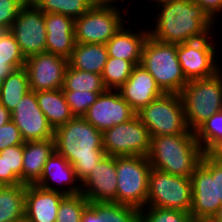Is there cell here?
I'll return each instance as SVG.
<instances>
[{"label": "cell", "mask_w": 222, "mask_h": 222, "mask_svg": "<svg viewBox=\"0 0 222 222\" xmlns=\"http://www.w3.org/2000/svg\"><path fill=\"white\" fill-rule=\"evenodd\" d=\"M29 91V79L26 69L20 68L14 70L3 80L0 91V103L12 112L23 96Z\"/></svg>", "instance_id": "cell-27"}, {"label": "cell", "mask_w": 222, "mask_h": 222, "mask_svg": "<svg viewBox=\"0 0 222 222\" xmlns=\"http://www.w3.org/2000/svg\"><path fill=\"white\" fill-rule=\"evenodd\" d=\"M66 102L69 104L74 117H83L89 107L103 92L92 91H63Z\"/></svg>", "instance_id": "cell-37"}, {"label": "cell", "mask_w": 222, "mask_h": 222, "mask_svg": "<svg viewBox=\"0 0 222 222\" xmlns=\"http://www.w3.org/2000/svg\"><path fill=\"white\" fill-rule=\"evenodd\" d=\"M196 138L205 153L222 151V111L213 114L196 131Z\"/></svg>", "instance_id": "cell-29"}, {"label": "cell", "mask_w": 222, "mask_h": 222, "mask_svg": "<svg viewBox=\"0 0 222 222\" xmlns=\"http://www.w3.org/2000/svg\"><path fill=\"white\" fill-rule=\"evenodd\" d=\"M116 3L93 5L80 18L75 19L76 42L106 44L126 22L130 23L131 19L128 20L126 16H129L128 8L131 7L125 6L123 9L119 5L121 3Z\"/></svg>", "instance_id": "cell-6"}, {"label": "cell", "mask_w": 222, "mask_h": 222, "mask_svg": "<svg viewBox=\"0 0 222 222\" xmlns=\"http://www.w3.org/2000/svg\"><path fill=\"white\" fill-rule=\"evenodd\" d=\"M204 153L196 133L188 130L183 134L152 136L147 157L154 169L191 178Z\"/></svg>", "instance_id": "cell-3"}, {"label": "cell", "mask_w": 222, "mask_h": 222, "mask_svg": "<svg viewBox=\"0 0 222 222\" xmlns=\"http://www.w3.org/2000/svg\"><path fill=\"white\" fill-rule=\"evenodd\" d=\"M102 141L106 155L147 157L151 137L148 128L135 115L127 122L105 129Z\"/></svg>", "instance_id": "cell-10"}, {"label": "cell", "mask_w": 222, "mask_h": 222, "mask_svg": "<svg viewBox=\"0 0 222 222\" xmlns=\"http://www.w3.org/2000/svg\"><path fill=\"white\" fill-rule=\"evenodd\" d=\"M89 205V200L82 193L66 195L59 204L56 222H81Z\"/></svg>", "instance_id": "cell-33"}, {"label": "cell", "mask_w": 222, "mask_h": 222, "mask_svg": "<svg viewBox=\"0 0 222 222\" xmlns=\"http://www.w3.org/2000/svg\"><path fill=\"white\" fill-rule=\"evenodd\" d=\"M26 185L4 186L0 191V222L25 221Z\"/></svg>", "instance_id": "cell-26"}, {"label": "cell", "mask_w": 222, "mask_h": 222, "mask_svg": "<svg viewBox=\"0 0 222 222\" xmlns=\"http://www.w3.org/2000/svg\"><path fill=\"white\" fill-rule=\"evenodd\" d=\"M135 115L136 112L118 90L107 89L98 96L83 118L103 132L114 125L129 121Z\"/></svg>", "instance_id": "cell-15"}, {"label": "cell", "mask_w": 222, "mask_h": 222, "mask_svg": "<svg viewBox=\"0 0 222 222\" xmlns=\"http://www.w3.org/2000/svg\"><path fill=\"white\" fill-rule=\"evenodd\" d=\"M35 5L44 13L62 14L75 20L94 4L89 0H36Z\"/></svg>", "instance_id": "cell-30"}, {"label": "cell", "mask_w": 222, "mask_h": 222, "mask_svg": "<svg viewBox=\"0 0 222 222\" xmlns=\"http://www.w3.org/2000/svg\"><path fill=\"white\" fill-rule=\"evenodd\" d=\"M140 222H193V217L181 210L146 206L140 209Z\"/></svg>", "instance_id": "cell-36"}, {"label": "cell", "mask_w": 222, "mask_h": 222, "mask_svg": "<svg viewBox=\"0 0 222 222\" xmlns=\"http://www.w3.org/2000/svg\"><path fill=\"white\" fill-rule=\"evenodd\" d=\"M46 52L69 58L76 44L75 20L71 17L45 13Z\"/></svg>", "instance_id": "cell-21"}, {"label": "cell", "mask_w": 222, "mask_h": 222, "mask_svg": "<svg viewBox=\"0 0 222 222\" xmlns=\"http://www.w3.org/2000/svg\"><path fill=\"white\" fill-rule=\"evenodd\" d=\"M151 169L148 157L116 156V203L139 210L146 207Z\"/></svg>", "instance_id": "cell-7"}, {"label": "cell", "mask_w": 222, "mask_h": 222, "mask_svg": "<svg viewBox=\"0 0 222 222\" xmlns=\"http://www.w3.org/2000/svg\"><path fill=\"white\" fill-rule=\"evenodd\" d=\"M136 115L148 128L150 137L186 133L183 101L180 94L164 93L141 108Z\"/></svg>", "instance_id": "cell-8"}, {"label": "cell", "mask_w": 222, "mask_h": 222, "mask_svg": "<svg viewBox=\"0 0 222 222\" xmlns=\"http://www.w3.org/2000/svg\"><path fill=\"white\" fill-rule=\"evenodd\" d=\"M107 59L106 44L76 42L68 58V65L74 69L101 75Z\"/></svg>", "instance_id": "cell-24"}, {"label": "cell", "mask_w": 222, "mask_h": 222, "mask_svg": "<svg viewBox=\"0 0 222 222\" xmlns=\"http://www.w3.org/2000/svg\"><path fill=\"white\" fill-rule=\"evenodd\" d=\"M120 1H121L122 3H126V2L128 3V1H129V3H132L131 0H128V1H127V0H120Z\"/></svg>", "instance_id": "cell-52"}, {"label": "cell", "mask_w": 222, "mask_h": 222, "mask_svg": "<svg viewBox=\"0 0 222 222\" xmlns=\"http://www.w3.org/2000/svg\"><path fill=\"white\" fill-rule=\"evenodd\" d=\"M134 64L120 58L108 57L101 74L107 89H119L130 77Z\"/></svg>", "instance_id": "cell-31"}, {"label": "cell", "mask_w": 222, "mask_h": 222, "mask_svg": "<svg viewBox=\"0 0 222 222\" xmlns=\"http://www.w3.org/2000/svg\"><path fill=\"white\" fill-rule=\"evenodd\" d=\"M65 196L37 185H26L24 222H56L59 204Z\"/></svg>", "instance_id": "cell-20"}, {"label": "cell", "mask_w": 222, "mask_h": 222, "mask_svg": "<svg viewBox=\"0 0 222 222\" xmlns=\"http://www.w3.org/2000/svg\"><path fill=\"white\" fill-rule=\"evenodd\" d=\"M149 1V0H148ZM169 0H151L149 1L150 3H155L156 5H159L161 3H166L168 2Z\"/></svg>", "instance_id": "cell-49"}, {"label": "cell", "mask_w": 222, "mask_h": 222, "mask_svg": "<svg viewBox=\"0 0 222 222\" xmlns=\"http://www.w3.org/2000/svg\"><path fill=\"white\" fill-rule=\"evenodd\" d=\"M19 2L22 6L24 5H32L36 3V0H16Z\"/></svg>", "instance_id": "cell-48"}, {"label": "cell", "mask_w": 222, "mask_h": 222, "mask_svg": "<svg viewBox=\"0 0 222 222\" xmlns=\"http://www.w3.org/2000/svg\"><path fill=\"white\" fill-rule=\"evenodd\" d=\"M21 6L16 0H0V26L9 31Z\"/></svg>", "instance_id": "cell-40"}, {"label": "cell", "mask_w": 222, "mask_h": 222, "mask_svg": "<svg viewBox=\"0 0 222 222\" xmlns=\"http://www.w3.org/2000/svg\"><path fill=\"white\" fill-rule=\"evenodd\" d=\"M81 193L90 204L94 202L116 203V157L105 155L81 183Z\"/></svg>", "instance_id": "cell-16"}, {"label": "cell", "mask_w": 222, "mask_h": 222, "mask_svg": "<svg viewBox=\"0 0 222 222\" xmlns=\"http://www.w3.org/2000/svg\"><path fill=\"white\" fill-rule=\"evenodd\" d=\"M35 93L40 109L54 130L74 118L62 89Z\"/></svg>", "instance_id": "cell-25"}, {"label": "cell", "mask_w": 222, "mask_h": 222, "mask_svg": "<svg viewBox=\"0 0 222 222\" xmlns=\"http://www.w3.org/2000/svg\"><path fill=\"white\" fill-rule=\"evenodd\" d=\"M55 150L73 167L82 183L106 155L102 131L83 117H74L54 130Z\"/></svg>", "instance_id": "cell-2"}, {"label": "cell", "mask_w": 222, "mask_h": 222, "mask_svg": "<svg viewBox=\"0 0 222 222\" xmlns=\"http://www.w3.org/2000/svg\"><path fill=\"white\" fill-rule=\"evenodd\" d=\"M6 164V186L22 184L23 144L0 151Z\"/></svg>", "instance_id": "cell-34"}, {"label": "cell", "mask_w": 222, "mask_h": 222, "mask_svg": "<svg viewBox=\"0 0 222 222\" xmlns=\"http://www.w3.org/2000/svg\"><path fill=\"white\" fill-rule=\"evenodd\" d=\"M92 2L94 5H105V4H111L114 2H119L120 0H89Z\"/></svg>", "instance_id": "cell-47"}, {"label": "cell", "mask_w": 222, "mask_h": 222, "mask_svg": "<svg viewBox=\"0 0 222 222\" xmlns=\"http://www.w3.org/2000/svg\"><path fill=\"white\" fill-rule=\"evenodd\" d=\"M142 65L164 93L180 94L188 80L178 61L177 44L148 36L142 50Z\"/></svg>", "instance_id": "cell-4"}, {"label": "cell", "mask_w": 222, "mask_h": 222, "mask_svg": "<svg viewBox=\"0 0 222 222\" xmlns=\"http://www.w3.org/2000/svg\"><path fill=\"white\" fill-rule=\"evenodd\" d=\"M215 34L216 32L206 38L177 44L178 61L188 81L211 77L222 69L220 52L215 47L218 45L216 36L213 37Z\"/></svg>", "instance_id": "cell-11"}, {"label": "cell", "mask_w": 222, "mask_h": 222, "mask_svg": "<svg viewBox=\"0 0 222 222\" xmlns=\"http://www.w3.org/2000/svg\"><path fill=\"white\" fill-rule=\"evenodd\" d=\"M91 205L104 222H140V210L133 206L114 202H94Z\"/></svg>", "instance_id": "cell-32"}, {"label": "cell", "mask_w": 222, "mask_h": 222, "mask_svg": "<svg viewBox=\"0 0 222 222\" xmlns=\"http://www.w3.org/2000/svg\"><path fill=\"white\" fill-rule=\"evenodd\" d=\"M3 187H4V185L0 183V191H1V189H2Z\"/></svg>", "instance_id": "cell-53"}, {"label": "cell", "mask_w": 222, "mask_h": 222, "mask_svg": "<svg viewBox=\"0 0 222 222\" xmlns=\"http://www.w3.org/2000/svg\"><path fill=\"white\" fill-rule=\"evenodd\" d=\"M200 164L215 178L216 203H222V154L204 153Z\"/></svg>", "instance_id": "cell-38"}, {"label": "cell", "mask_w": 222, "mask_h": 222, "mask_svg": "<svg viewBox=\"0 0 222 222\" xmlns=\"http://www.w3.org/2000/svg\"><path fill=\"white\" fill-rule=\"evenodd\" d=\"M213 222H222V205L219 207L217 212L211 217Z\"/></svg>", "instance_id": "cell-46"}, {"label": "cell", "mask_w": 222, "mask_h": 222, "mask_svg": "<svg viewBox=\"0 0 222 222\" xmlns=\"http://www.w3.org/2000/svg\"><path fill=\"white\" fill-rule=\"evenodd\" d=\"M193 222H213L211 219H193Z\"/></svg>", "instance_id": "cell-50"}, {"label": "cell", "mask_w": 222, "mask_h": 222, "mask_svg": "<svg viewBox=\"0 0 222 222\" xmlns=\"http://www.w3.org/2000/svg\"><path fill=\"white\" fill-rule=\"evenodd\" d=\"M25 61L16 39L10 31H6L0 38V66L10 65L17 70L24 68Z\"/></svg>", "instance_id": "cell-35"}, {"label": "cell", "mask_w": 222, "mask_h": 222, "mask_svg": "<svg viewBox=\"0 0 222 222\" xmlns=\"http://www.w3.org/2000/svg\"><path fill=\"white\" fill-rule=\"evenodd\" d=\"M193 219H211L222 203H216L215 178L199 164L191 176Z\"/></svg>", "instance_id": "cell-19"}, {"label": "cell", "mask_w": 222, "mask_h": 222, "mask_svg": "<svg viewBox=\"0 0 222 222\" xmlns=\"http://www.w3.org/2000/svg\"><path fill=\"white\" fill-rule=\"evenodd\" d=\"M196 4H199L203 10L209 15V17L218 23L216 18L219 19V15L222 14V0H192Z\"/></svg>", "instance_id": "cell-41"}, {"label": "cell", "mask_w": 222, "mask_h": 222, "mask_svg": "<svg viewBox=\"0 0 222 222\" xmlns=\"http://www.w3.org/2000/svg\"><path fill=\"white\" fill-rule=\"evenodd\" d=\"M155 7L158 13L156 10L153 28L148 26V30L156 40L180 44L206 38L217 31V24L192 0H169Z\"/></svg>", "instance_id": "cell-1"}, {"label": "cell", "mask_w": 222, "mask_h": 222, "mask_svg": "<svg viewBox=\"0 0 222 222\" xmlns=\"http://www.w3.org/2000/svg\"><path fill=\"white\" fill-rule=\"evenodd\" d=\"M19 128L10 120L0 127V151L7 147L24 144Z\"/></svg>", "instance_id": "cell-39"}, {"label": "cell", "mask_w": 222, "mask_h": 222, "mask_svg": "<svg viewBox=\"0 0 222 222\" xmlns=\"http://www.w3.org/2000/svg\"><path fill=\"white\" fill-rule=\"evenodd\" d=\"M81 222H104L97 210L90 204L84 211Z\"/></svg>", "instance_id": "cell-42"}, {"label": "cell", "mask_w": 222, "mask_h": 222, "mask_svg": "<svg viewBox=\"0 0 222 222\" xmlns=\"http://www.w3.org/2000/svg\"><path fill=\"white\" fill-rule=\"evenodd\" d=\"M36 185L65 195L81 194V182L74 167L56 151L46 161L40 181Z\"/></svg>", "instance_id": "cell-17"}, {"label": "cell", "mask_w": 222, "mask_h": 222, "mask_svg": "<svg viewBox=\"0 0 222 222\" xmlns=\"http://www.w3.org/2000/svg\"><path fill=\"white\" fill-rule=\"evenodd\" d=\"M11 120V112L0 103V127Z\"/></svg>", "instance_id": "cell-43"}, {"label": "cell", "mask_w": 222, "mask_h": 222, "mask_svg": "<svg viewBox=\"0 0 222 222\" xmlns=\"http://www.w3.org/2000/svg\"><path fill=\"white\" fill-rule=\"evenodd\" d=\"M11 120L19 128L24 141L54 138V129L40 109L33 90L27 92L13 109Z\"/></svg>", "instance_id": "cell-14"}, {"label": "cell", "mask_w": 222, "mask_h": 222, "mask_svg": "<svg viewBox=\"0 0 222 222\" xmlns=\"http://www.w3.org/2000/svg\"><path fill=\"white\" fill-rule=\"evenodd\" d=\"M25 58L46 52L45 13L35 4L20 7L9 29Z\"/></svg>", "instance_id": "cell-12"}, {"label": "cell", "mask_w": 222, "mask_h": 222, "mask_svg": "<svg viewBox=\"0 0 222 222\" xmlns=\"http://www.w3.org/2000/svg\"><path fill=\"white\" fill-rule=\"evenodd\" d=\"M0 183L6 186V164L5 159L0 155Z\"/></svg>", "instance_id": "cell-45"}, {"label": "cell", "mask_w": 222, "mask_h": 222, "mask_svg": "<svg viewBox=\"0 0 222 222\" xmlns=\"http://www.w3.org/2000/svg\"><path fill=\"white\" fill-rule=\"evenodd\" d=\"M117 90L136 113L164 94L154 77L140 64L134 66L128 80Z\"/></svg>", "instance_id": "cell-18"}, {"label": "cell", "mask_w": 222, "mask_h": 222, "mask_svg": "<svg viewBox=\"0 0 222 222\" xmlns=\"http://www.w3.org/2000/svg\"><path fill=\"white\" fill-rule=\"evenodd\" d=\"M7 30L5 28H3L2 26H0V38L2 37V35L6 32Z\"/></svg>", "instance_id": "cell-51"}, {"label": "cell", "mask_w": 222, "mask_h": 222, "mask_svg": "<svg viewBox=\"0 0 222 222\" xmlns=\"http://www.w3.org/2000/svg\"><path fill=\"white\" fill-rule=\"evenodd\" d=\"M68 59L49 52L34 54L26 58L29 87L34 92L63 88Z\"/></svg>", "instance_id": "cell-13"}, {"label": "cell", "mask_w": 222, "mask_h": 222, "mask_svg": "<svg viewBox=\"0 0 222 222\" xmlns=\"http://www.w3.org/2000/svg\"><path fill=\"white\" fill-rule=\"evenodd\" d=\"M128 24H124L106 43L108 57L124 59L138 65L141 62L142 50L149 36V30L147 26L138 27L140 29L136 27L133 30L129 28L131 24Z\"/></svg>", "instance_id": "cell-22"}, {"label": "cell", "mask_w": 222, "mask_h": 222, "mask_svg": "<svg viewBox=\"0 0 222 222\" xmlns=\"http://www.w3.org/2000/svg\"><path fill=\"white\" fill-rule=\"evenodd\" d=\"M92 91L105 92L102 76L91 72L74 69L69 65L64 74V84L62 91Z\"/></svg>", "instance_id": "cell-28"}, {"label": "cell", "mask_w": 222, "mask_h": 222, "mask_svg": "<svg viewBox=\"0 0 222 222\" xmlns=\"http://www.w3.org/2000/svg\"><path fill=\"white\" fill-rule=\"evenodd\" d=\"M55 151L54 138L25 141L23 144L22 184L36 185L40 181L46 161Z\"/></svg>", "instance_id": "cell-23"}, {"label": "cell", "mask_w": 222, "mask_h": 222, "mask_svg": "<svg viewBox=\"0 0 222 222\" xmlns=\"http://www.w3.org/2000/svg\"><path fill=\"white\" fill-rule=\"evenodd\" d=\"M13 71L14 69L10 65L0 66V91L3 84V80Z\"/></svg>", "instance_id": "cell-44"}, {"label": "cell", "mask_w": 222, "mask_h": 222, "mask_svg": "<svg viewBox=\"0 0 222 222\" xmlns=\"http://www.w3.org/2000/svg\"><path fill=\"white\" fill-rule=\"evenodd\" d=\"M146 206L190 213L192 206L191 178L172 175L152 168L149 173Z\"/></svg>", "instance_id": "cell-9"}, {"label": "cell", "mask_w": 222, "mask_h": 222, "mask_svg": "<svg viewBox=\"0 0 222 222\" xmlns=\"http://www.w3.org/2000/svg\"><path fill=\"white\" fill-rule=\"evenodd\" d=\"M180 95L187 127L195 132L213 114L222 111V69L211 77L188 81Z\"/></svg>", "instance_id": "cell-5"}]
</instances>
